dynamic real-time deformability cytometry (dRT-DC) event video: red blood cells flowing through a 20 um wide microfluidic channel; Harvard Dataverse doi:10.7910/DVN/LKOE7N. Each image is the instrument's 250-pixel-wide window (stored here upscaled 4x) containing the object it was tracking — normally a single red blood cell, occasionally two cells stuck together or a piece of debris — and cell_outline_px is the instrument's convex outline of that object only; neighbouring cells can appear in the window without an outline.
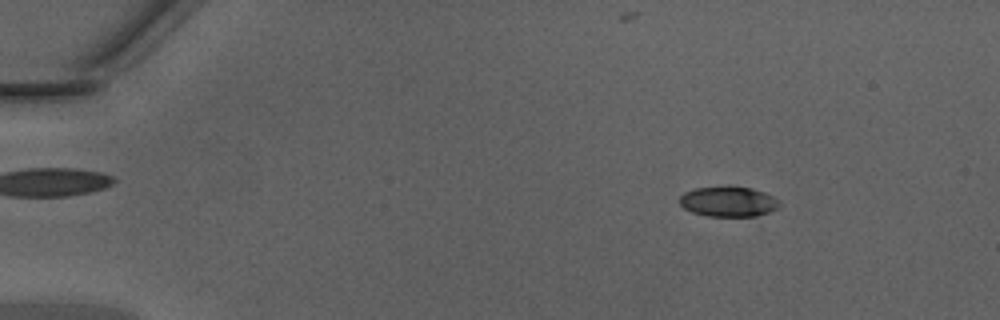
{"species": "Egyptian fruit bat (a non-hibernating species)", "species_latin": "Rousettus aegyptiacus", "temperature_condition": "warm", "stored_images_in_passage": 8, "camera_frame_rate_fps": 3000, "um_per_image_px": 0.085, "animal": {"sex": "male"}, "frame": {"image": 1, "passage_image": 2, "time_ms": 0.333, "image_size_px": [1000, 320], "cell_outline_px": [[780, 204], [776, 208], [768, 212], [756, 216], [708, 216], [692, 212], [684, 208], [680, 204], [680, 196], [684, 192], [696, 188], [728, 184], [752, 188], [764, 192], [772, 196]], "centroid_in_image_um": [61.87, 17.1], "position_along_channel_um": 23.1, "area_um2": 17.8}}